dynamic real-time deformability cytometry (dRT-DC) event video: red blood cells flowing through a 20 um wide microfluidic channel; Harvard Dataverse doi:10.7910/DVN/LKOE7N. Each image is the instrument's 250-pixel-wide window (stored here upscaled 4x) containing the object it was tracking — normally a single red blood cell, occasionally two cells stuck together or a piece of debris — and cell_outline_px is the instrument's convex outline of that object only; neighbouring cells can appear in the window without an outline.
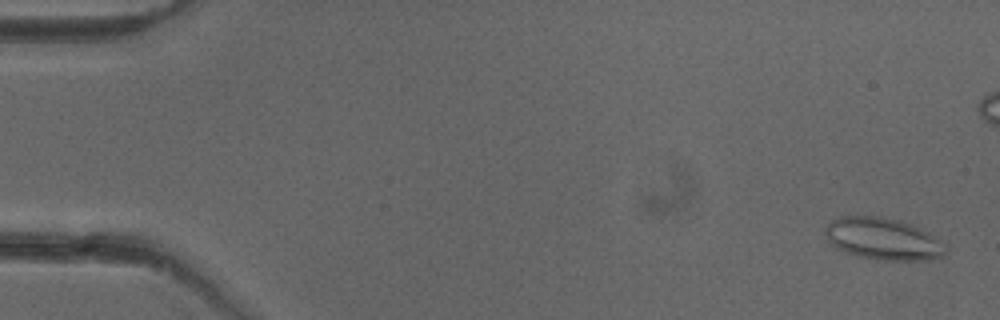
{"species": "common noctule bat (a hibernating species)", "species_latin": "Nyctalus noctula", "temperature_condition": "cold", "stored_images_in_passage": 53, "camera_frame_rate_fps": 3000, "um_per_image_px": 0.085, "animal": {"sex": "female"}, "frame": {"image": 1, "passage_image": 2, "time_ms": 0.333, "image_size_px": [1000, 320], "cell_outline_px": [[948, 252], [944, 256], [928, 260], [880, 260], [856, 256], [844, 252], [836, 248], [828, 240], [824, 232], [824, 228], [832, 220], [840, 216], [880, 216], [900, 220], [912, 224], [928, 232], [948, 244]], "centroid_in_image_um": [75.1, 20.31], "position_along_channel_um": 9.9, "area_um2": 30.0}}
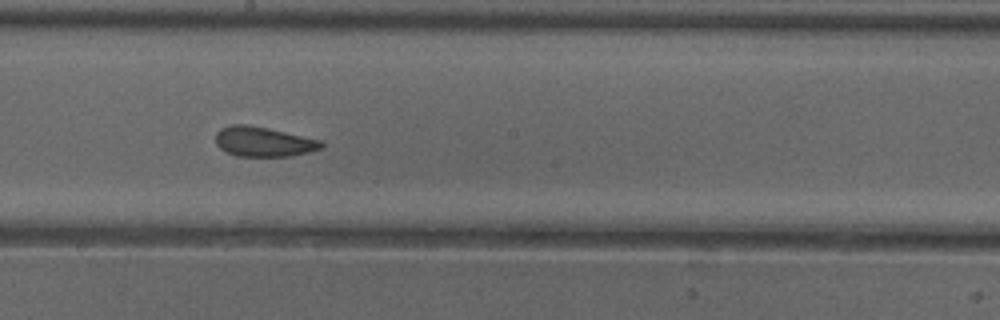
{"frame": {"image": 2, "passage_image": 29, "time_ms": 9.333, "image_size_px": [1000, 320], "cell_outline_px": [[324, 144], [320, 148], [308, 152], [292, 156], [236, 156], [220, 148], [216, 144], [216, 132], [220, 128], [232, 124], [248, 124], [268, 128], [324, 140]], "centroid_in_image_um": [22.41, 12.03], "position_along_channel_um": 225.8, "area_um2": 18.5}}
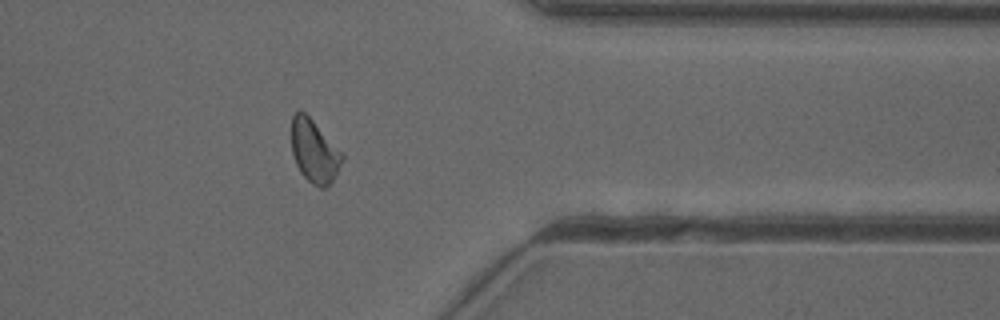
{"frame": {"image": 3, "passage_image": 42, "time_ms": 13.667, "image_size_px": [1000, 320], "cell_outline_px": [[344, 160], [332, 180], [324, 188], [320, 188], [312, 184], [300, 172], [292, 156], [292, 116], [300, 108], [344, 152]], "centroid_in_image_um": [26.73, 12.84], "position_along_channel_um": 384.7, "area_um2": 18.67}, "authors_computed_cell_mechanics": {"area_um2": 18.7272, "velocity_mm_per_s": 3.9738, "shape_relaxation_time_tau1_ms": null, "shape_relaxation_time_tau2_ms": 1.6979, "deformation_change_tau1": null, "deformation_change_tau2": 0.0734}}